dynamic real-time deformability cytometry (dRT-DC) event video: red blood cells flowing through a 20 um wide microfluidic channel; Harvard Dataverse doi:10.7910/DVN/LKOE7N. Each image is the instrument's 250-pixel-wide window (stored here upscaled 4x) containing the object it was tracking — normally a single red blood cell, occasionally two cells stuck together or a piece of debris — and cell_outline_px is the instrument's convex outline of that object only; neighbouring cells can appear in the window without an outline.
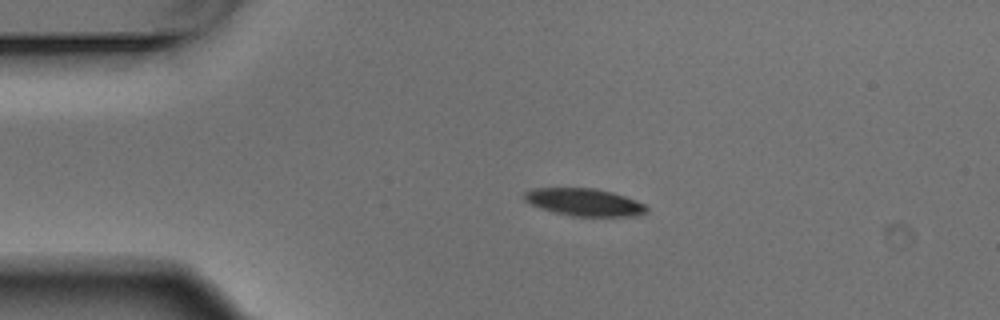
{"species": "Egyptian fruit bat (a non-hibernating species)", "species_latin": "Rousettus aegyptiacus", "temperature_condition": "warm", "stored_images_in_passage": 4, "camera_frame_rate_fps": 3000, "um_per_image_px": 0.085, "animal": {"sex": "male"}, "frame": {"image": 1, "passage_image": 3, "time_ms": 0.667, "image_size_px": [1000, 320], "cell_outline_px": [[648, 212], [632, 216], [572, 216], [540, 208], [524, 200], [524, 192], [532, 188], [596, 188], [612, 192], [636, 200], [644, 204], [648, 208]], "centroid_in_image_um": [49.67, 17.18], "position_along_channel_um": 35.3, "area_um2": 19.48}}